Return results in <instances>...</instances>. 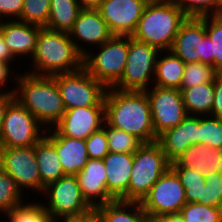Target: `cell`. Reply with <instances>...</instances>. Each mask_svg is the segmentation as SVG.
I'll return each mask as SVG.
<instances>
[{
    "label": "cell",
    "instance_id": "1",
    "mask_svg": "<svg viewBox=\"0 0 222 222\" xmlns=\"http://www.w3.org/2000/svg\"><path fill=\"white\" fill-rule=\"evenodd\" d=\"M105 122L114 128L134 135L142 143L157 141L149 98L145 91H125L107 88Z\"/></svg>",
    "mask_w": 222,
    "mask_h": 222
},
{
    "label": "cell",
    "instance_id": "2",
    "mask_svg": "<svg viewBox=\"0 0 222 222\" xmlns=\"http://www.w3.org/2000/svg\"><path fill=\"white\" fill-rule=\"evenodd\" d=\"M15 99L47 130L53 128L66 111L53 76L18 73Z\"/></svg>",
    "mask_w": 222,
    "mask_h": 222
},
{
    "label": "cell",
    "instance_id": "3",
    "mask_svg": "<svg viewBox=\"0 0 222 222\" xmlns=\"http://www.w3.org/2000/svg\"><path fill=\"white\" fill-rule=\"evenodd\" d=\"M32 69L27 72L34 75L52 76L70 73L83 67V56L77 51L69 33L40 29L36 49L30 59Z\"/></svg>",
    "mask_w": 222,
    "mask_h": 222
},
{
    "label": "cell",
    "instance_id": "4",
    "mask_svg": "<svg viewBox=\"0 0 222 222\" xmlns=\"http://www.w3.org/2000/svg\"><path fill=\"white\" fill-rule=\"evenodd\" d=\"M186 19L175 1H149L132 37L160 51L170 50Z\"/></svg>",
    "mask_w": 222,
    "mask_h": 222
},
{
    "label": "cell",
    "instance_id": "5",
    "mask_svg": "<svg viewBox=\"0 0 222 222\" xmlns=\"http://www.w3.org/2000/svg\"><path fill=\"white\" fill-rule=\"evenodd\" d=\"M95 50H90L83 57V68L107 88L113 87L123 75L128 57L129 36L113 35Z\"/></svg>",
    "mask_w": 222,
    "mask_h": 222
},
{
    "label": "cell",
    "instance_id": "6",
    "mask_svg": "<svg viewBox=\"0 0 222 222\" xmlns=\"http://www.w3.org/2000/svg\"><path fill=\"white\" fill-rule=\"evenodd\" d=\"M169 167L170 162L157 142L143 143L134 153L128 201L141 202Z\"/></svg>",
    "mask_w": 222,
    "mask_h": 222
},
{
    "label": "cell",
    "instance_id": "7",
    "mask_svg": "<svg viewBox=\"0 0 222 222\" xmlns=\"http://www.w3.org/2000/svg\"><path fill=\"white\" fill-rule=\"evenodd\" d=\"M40 195L46 198L41 204L54 220L76 217L93 209L83 197L76 175H65L50 182Z\"/></svg>",
    "mask_w": 222,
    "mask_h": 222
},
{
    "label": "cell",
    "instance_id": "8",
    "mask_svg": "<svg viewBox=\"0 0 222 222\" xmlns=\"http://www.w3.org/2000/svg\"><path fill=\"white\" fill-rule=\"evenodd\" d=\"M161 51L129 36L127 62L121 79L112 87L125 91H146L153 86L155 66Z\"/></svg>",
    "mask_w": 222,
    "mask_h": 222
},
{
    "label": "cell",
    "instance_id": "9",
    "mask_svg": "<svg viewBox=\"0 0 222 222\" xmlns=\"http://www.w3.org/2000/svg\"><path fill=\"white\" fill-rule=\"evenodd\" d=\"M56 81L65 109L104 106L107 87L83 67L70 73L52 75Z\"/></svg>",
    "mask_w": 222,
    "mask_h": 222
},
{
    "label": "cell",
    "instance_id": "10",
    "mask_svg": "<svg viewBox=\"0 0 222 222\" xmlns=\"http://www.w3.org/2000/svg\"><path fill=\"white\" fill-rule=\"evenodd\" d=\"M46 129L24 106L14 99L6 109L1 130L0 147H31Z\"/></svg>",
    "mask_w": 222,
    "mask_h": 222
},
{
    "label": "cell",
    "instance_id": "11",
    "mask_svg": "<svg viewBox=\"0 0 222 222\" xmlns=\"http://www.w3.org/2000/svg\"><path fill=\"white\" fill-rule=\"evenodd\" d=\"M140 203L149 217L179 214L187 203L185 188L177 174L169 167Z\"/></svg>",
    "mask_w": 222,
    "mask_h": 222
},
{
    "label": "cell",
    "instance_id": "12",
    "mask_svg": "<svg viewBox=\"0 0 222 222\" xmlns=\"http://www.w3.org/2000/svg\"><path fill=\"white\" fill-rule=\"evenodd\" d=\"M0 167L15 180L16 186L22 193L24 190L43 193L45 185L41 182L35 145L0 147Z\"/></svg>",
    "mask_w": 222,
    "mask_h": 222
},
{
    "label": "cell",
    "instance_id": "13",
    "mask_svg": "<svg viewBox=\"0 0 222 222\" xmlns=\"http://www.w3.org/2000/svg\"><path fill=\"white\" fill-rule=\"evenodd\" d=\"M170 50L185 64L201 62L212 65L211 39L206 34L205 22L201 18L187 17Z\"/></svg>",
    "mask_w": 222,
    "mask_h": 222
},
{
    "label": "cell",
    "instance_id": "14",
    "mask_svg": "<svg viewBox=\"0 0 222 222\" xmlns=\"http://www.w3.org/2000/svg\"><path fill=\"white\" fill-rule=\"evenodd\" d=\"M145 92L150 101L152 124L156 136L176 127L188 115L179 89L153 85Z\"/></svg>",
    "mask_w": 222,
    "mask_h": 222
},
{
    "label": "cell",
    "instance_id": "15",
    "mask_svg": "<svg viewBox=\"0 0 222 222\" xmlns=\"http://www.w3.org/2000/svg\"><path fill=\"white\" fill-rule=\"evenodd\" d=\"M150 0H102L97 8L113 35L132 36Z\"/></svg>",
    "mask_w": 222,
    "mask_h": 222
},
{
    "label": "cell",
    "instance_id": "16",
    "mask_svg": "<svg viewBox=\"0 0 222 222\" xmlns=\"http://www.w3.org/2000/svg\"><path fill=\"white\" fill-rule=\"evenodd\" d=\"M69 36L84 57L91 50L90 45L93 50L108 41L113 34L97 9H81Z\"/></svg>",
    "mask_w": 222,
    "mask_h": 222
},
{
    "label": "cell",
    "instance_id": "17",
    "mask_svg": "<svg viewBox=\"0 0 222 222\" xmlns=\"http://www.w3.org/2000/svg\"><path fill=\"white\" fill-rule=\"evenodd\" d=\"M105 122V106L67 109L53 127L60 135L85 140Z\"/></svg>",
    "mask_w": 222,
    "mask_h": 222
},
{
    "label": "cell",
    "instance_id": "18",
    "mask_svg": "<svg viewBox=\"0 0 222 222\" xmlns=\"http://www.w3.org/2000/svg\"><path fill=\"white\" fill-rule=\"evenodd\" d=\"M170 163L190 146L198 144V116L187 115L176 127L165 130L156 141Z\"/></svg>",
    "mask_w": 222,
    "mask_h": 222
},
{
    "label": "cell",
    "instance_id": "19",
    "mask_svg": "<svg viewBox=\"0 0 222 222\" xmlns=\"http://www.w3.org/2000/svg\"><path fill=\"white\" fill-rule=\"evenodd\" d=\"M44 136L54 145L65 175H77L89 160L86 142L82 139L60 135L54 128Z\"/></svg>",
    "mask_w": 222,
    "mask_h": 222
},
{
    "label": "cell",
    "instance_id": "20",
    "mask_svg": "<svg viewBox=\"0 0 222 222\" xmlns=\"http://www.w3.org/2000/svg\"><path fill=\"white\" fill-rule=\"evenodd\" d=\"M76 177L83 197L93 208L115 200L107 191L103 159H89Z\"/></svg>",
    "mask_w": 222,
    "mask_h": 222
},
{
    "label": "cell",
    "instance_id": "21",
    "mask_svg": "<svg viewBox=\"0 0 222 222\" xmlns=\"http://www.w3.org/2000/svg\"><path fill=\"white\" fill-rule=\"evenodd\" d=\"M41 28L18 20L0 21V31L4 41L17 61L22 58L31 59Z\"/></svg>",
    "mask_w": 222,
    "mask_h": 222
},
{
    "label": "cell",
    "instance_id": "22",
    "mask_svg": "<svg viewBox=\"0 0 222 222\" xmlns=\"http://www.w3.org/2000/svg\"><path fill=\"white\" fill-rule=\"evenodd\" d=\"M134 161V153L109 152L103 162L106 168V187L115 200L128 201V185Z\"/></svg>",
    "mask_w": 222,
    "mask_h": 222
},
{
    "label": "cell",
    "instance_id": "23",
    "mask_svg": "<svg viewBox=\"0 0 222 222\" xmlns=\"http://www.w3.org/2000/svg\"><path fill=\"white\" fill-rule=\"evenodd\" d=\"M170 167L194 169L206 179L210 174L222 171V150L204 143L195 144L170 163Z\"/></svg>",
    "mask_w": 222,
    "mask_h": 222
},
{
    "label": "cell",
    "instance_id": "24",
    "mask_svg": "<svg viewBox=\"0 0 222 222\" xmlns=\"http://www.w3.org/2000/svg\"><path fill=\"white\" fill-rule=\"evenodd\" d=\"M162 52L157 58L153 85L161 88L180 89L185 63L171 50Z\"/></svg>",
    "mask_w": 222,
    "mask_h": 222
},
{
    "label": "cell",
    "instance_id": "25",
    "mask_svg": "<svg viewBox=\"0 0 222 222\" xmlns=\"http://www.w3.org/2000/svg\"><path fill=\"white\" fill-rule=\"evenodd\" d=\"M35 154L41 182L45 186L65 176L56 149L45 136L35 144Z\"/></svg>",
    "mask_w": 222,
    "mask_h": 222
},
{
    "label": "cell",
    "instance_id": "26",
    "mask_svg": "<svg viewBox=\"0 0 222 222\" xmlns=\"http://www.w3.org/2000/svg\"><path fill=\"white\" fill-rule=\"evenodd\" d=\"M188 115H211L214 102V82L180 88Z\"/></svg>",
    "mask_w": 222,
    "mask_h": 222
},
{
    "label": "cell",
    "instance_id": "27",
    "mask_svg": "<svg viewBox=\"0 0 222 222\" xmlns=\"http://www.w3.org/2000/svg\"><path fill=\"white\" fill-rule=\"evenodd\" d=\"M95 209L103 222H143L148 216L140 202L114 200Z\"/></svg>",
    "mask_w": 222,
    "mask_h": 222
},
{
    "label": "cell",
    "instance_id": "28",
    "mask_svg": "<svg viewBox=\"0 0 222 222\" xmlns=\"http://www.w3.org/2000/svg\"><path fill=\"white\" fill-rule=\"evenodd\" d=\"M80 10L78 0H50V15L46 28L69 33Z\"/></svg>",
    "mask_w": 222,
    "mask_h": 222
},
{
    "label": "cell",
    "instance_id": "29",
    "mask_svg": "<svg viewBox=\"0 0 222 222\" xmlns=\"http://www.w3.org/2000/svg\"><path fill=\"white\" fill-rule=\"evenodd\" d=\"M39 201L24 203L14 209L5 212L4 218L8 222H52L54 219L46 212ZM40 202V203H39Z\"/></svg>",
    "mask_w": 222,
    "mask_h": 222
},
{
    "label": "cell",
    "instance_id": "30",
    "mask_svg": "<svg viewBox=\"0 0 222 222\" xmlns=\"http://www.w3.org/2000/svg\"><path fill=\"white\" fill-rule=\"evenodd\" d=\"M25 195L16 186L15 180L0 167V213L4 214L24 204L27 200H24Z\"/></svg>",
    "mask_w": 222,
    "mask_h": 222
},
{
    "label": "cell",
    "instance_id": "31",
    "mask_svg": "<svg viewBox=\"0 0 222 222\" xmlns=\"http://www.w3.org/2000/svg\"><path fill=\"white\" fill-rule=\"evenodd\" d=\"M178 176L185 188L187 203L198 202L202 197L203 187L206 179L197 170L186 167H170Z\"/></svg>",
    "mask_w": 222,
    "mask_h": 222
},
{
    "label": "cell",
    "instance_id": "32",
    "mask_svg": "<svg viewBox=\"0 0 222 222\" xmlns=\"http://www.w3.org/2000/svg\"><path fill=\"white\" fill-rule=\"evenodd\" d=\"M106 131L109 152L114 153H135L143 144L134 135L121 129L109 126L106 122L102 127Z\"/></svg>",
    "mask_w": 222,
    "mask_h": 222
},
{
    "label": "cell",
    "instance_id": "33",
    "mask_svg": "<svg viewBox=\"0 0 222 222\" xmlns=\"http://www.w3.org/2000/svg\"><path fill=\"white\" fill-rule=\"evenodd\" d=\"M200 18L205 22L206 34L211 39L212 66L222 72V17L212 15Z\"/></svg>",
    "mask_w": 222,
    "mask_h": 222
},
{
    "label": "cell",
    "instance_id": "34",
    "mask_svg": "<svg viewBox=\"0 0 222 222\" xmlns=\"http://www.w3.org/2000/svg\"><path fill=\"white\" fill-rule=\"evenodd\" d=\"M203 143L222 150V119L198 116V144Z\"/></svg>",
    "mask_w": 222,
    "mask_h": 222
},
{
    "label": "cell",
    "instance_id": "35",
    "mask_svg": "<svg viewBox=\"0 0 222 222\" xmlns=\"http://www.w3.org/2000/svg\"><path fill=\"white\" fill-rule=\"evenodd\" d=\"M218 73L219 72L208 63H186L180 88H190L199 84L214 82Z\"/></svg>",
    "mask_w": 222,
    "mask_h": 222
},
{
    "label": "cell",
    "instance_id": "36",
    "mask_svg": "<svg viewBox=\"0 0 222 222\" xmlns=\"http://www.w3.org/2000/svg\"><path fill=\"white\" fill-rule=\"evenodd\" d=\"M179 214L184 222H222V208L197 202L186 203Z\"/></svg>",
    "mask_w": 222,
    "mask_h": 222
},
{
    "label": "cell",
    "instance_id": "37",
    "mask_svg": "<svg viewBox=\"0 0 222 222\" xmlns=\"http://www.w3.org/2000/svg\"><path fill=\"white\" fill-rule=\"evenodd\" d=\"M50 15V0H24L21 17L18 21L46 27Z\"/></svg>",
    "mask_w": 222,
    "mask_h": 222
},
{
    "label": "cell",
    "instance_id": "38",
    "mask_svg": "<svg viewBox=\"0 0 222 222\" xmlns=\"http://www.w3.org/2000/svg\"><path fill=\"white\" fill-rule=\"evenodd\" d=\"M187 17L218 15V0H175Z\"/></svg>",
    "mask_w": 222,
    "mask_h": 222
},
{
    "label": "cell",
    "instance_id": "39",
    "mask_svg": "<svg viewBox=\"0 0 222 222\" xmlns=\"http://www.w3.org/2000/svg\"><path fill=\"white\" fill-rule=\"evenodd\" d=\"M197 203L222 208V183L220 172L212 173L206 177L202 197Z\"/></svg>",
    "mask_w": 222,
    "mask_h": 222
},
{
    "label": "cell",
    "instance_id": "40",
    "mask_svg": "<svg viewBox=\"0 0 222 222\" xmlns=\"http://www.w3.org/2000/svg\"><path fill=\"white\" fill-rule=\"evenodd\" d=\"M85 142L89 159H103L109 153L107 135L103 128L92 133Z\"/></svg>",
    "mask_w": 222,
    "mask_h": 222
},
{
    "label": "cell",
    "instance_id": "41",
    "mask_svg": "<svg viewBox=\"0 0 222 222\" xmlns=\"http://www.w3.org/2000/svg\"><path fill=\"white\" fill-rule=\"evenodd\" d=\"M24 0H0V21L19 20Z\"/></svg>",
    "mask_w": 222,
    "mask_h": 222
},
{
    "label": "cell",
    "instance_id": "42",
    "mask_svg": "<svg viewBox=\"0 0 222 222\" xmlns=\"http://www.w3.org/2000/svg\"><path fill=\"white\" fill-rule=\"evenodd\" d=\"M211 116L222 119V72L214 80V102Z\"/></svg>",
    "mask_w": 222,
    "mask_h": 222
},
{
    "label": "cell",
    "instance_id": "43",
    "mask_svg": "<svg viewBox=\"0 0 222 222\" xmlns=\"http://www.w3.org/2000/svg\"><path fill=\"white\" fill-rule=\"evenodd\" d=\"M11 65L9 63H5V62H2L0 61V92H4L5 90V87H7L6 84L9 85V81L11 80L12 78V85L13 83H15L16 81V78H17V75L18 73H15V72H18V71H11L13 69H11ZM14 73V74H13ZM13 74V76H12ZM15 75V76H14ZM11 77V78H10ZM10 78V79H9ZM9 80V81H8ZM14 81V82H13ZM4 89H3V88Z\"/></svg>",
    "mask_w": 222,
    "mask_h": 222
},
{
    "label": "cell",
    "instance_id": "44",
    "mask_svg": "<svg viewBox=\"0 0 222 222\" xmlns=\"http://www.w3.org/2000/svg\"><path fill=\"white\" fill-rule=\"evenodd\" d=\"M15 87L7 89L4 92H0V130L3 122V118L9 104L15 99L14 95Z\"/></svg>",
    "mask_w": 222,
    "mask_h": 222
},
{
    "label": "cell",
    "instance_id": "45",
    "mask_svg": "<svg viewBox=\"0 0 222 222\" xmlns=\"http://www.w3.org/2000/svg\"><path fill=\"white\" fill-rule=\"evenodd\" d=\"M65 222H103L99 212L93 208L91 211L64 220Z\"/></svg>",
    "mask_w": 222,
    "mask_h": 222
},
{
    "label": "cell",
    "instance_id": "46",
    "mask_svg": "<svg viewBox=\"0 0 222 222\" xmlns=\"http://www.w3.org/2000/svg\"><path fill=\"white\" fill-rule=\"evenodd\" d=\"M0 61L9 63L11 66L13 65L12 64L13 61L14 63L16 61V58L11 53L9 47L6 45L1 31H0Z\"/></svg>",
    "mask_w": 222,
    "mask_h": 222
},
{
    "label": "cell",
    "instance_id": "47",
    "mask_svg": "<svg viewBox=\"0 0 222 222\" xmlns=\"http://www.w3.org/2000/svg\"><path fill=\"white\" fill-rule=\"evenodd\" d=\"M81 9H97L102 0H78Z\"/></svg>",
    "mask_w": 222,
    "mask_h": 222
},
{
    "label": "cell",
    "instance_id": "48",
    "mask_svg": "<svg viewBox=\"0 0 222 222\" xmlns=\"http://www.w3.org/2000/svg\"><path fill=\"white\" fill-rule=\"evenodd\" d=\"M161 222H184L180 214L164 215L158 217Z\"/></svg>",
    "mask_w": 222,
    "mask_h": 222
},
{
    "label": "cell",
    "instance_id": "49",
    "mask_svg": "<svg viewBox=\"0 0 222 222\" xmlns=\"http://www.w3.org/2000/svg\"><path fill=\"white\" fill-rule=\"evenodd\" d=\"M143 222H161V221L158 218H153V217L147 216Z\"/></svg>",
    "mask_w": 222,
    "mask_h": 222
},
{
    "label": "cell",
    "instance_id": "50",
    "mask_svg": "<svg viewBox=\"0 0 222 222\" xmlns=\"http://www.w3.org/2000/svg\"><path fill=\"white\" fill-rule=\"evenodd\" d=\"M222 14V0H218V15Z\"/></svg>",
    "mask_w": 222,
    "mask_h": 222
},
{
    "label": "cell",
    "instance_id": "51",
    "mask_svg": "<svg viewBox=\"0 0 222 222\" xmlns=\"http://www.w3.org/2000/svg\"><path fill=\"white\" fill-rule=\"evenodd\" d=\"M150 1H175V0H150Z\"/></svg>",
    "mask_w": 222,
    "mask_h": 222
},
{
    "label": "cell",
    "instance_id": "52",
    "mask_svg": "<svg viewBox=\"0 0 222 222\" xmlns=\"http://www.w3.org/2000/svg\"><path fill=\"white\" fill-rule=\"evenodd\" d=\"M52 222H65L64 220H53Z\"/></svg>",
    "mask_w": 222,
    "mask_h": 222
},
{
    "label": "cell",
    "instance_id": "53",
    "mask_svg": "<svg viewBox=\"0 0 222 222\" xmlns=\"http://www.w3.org/2000/svg\"><path fill=\"white\" fill-rule=\"evenodd\" d=\"M220 179H221V183H222V171H220Z\"/></svg>",
    "mask_w": 222,
    "mask_h": 222
}]
</instances>
